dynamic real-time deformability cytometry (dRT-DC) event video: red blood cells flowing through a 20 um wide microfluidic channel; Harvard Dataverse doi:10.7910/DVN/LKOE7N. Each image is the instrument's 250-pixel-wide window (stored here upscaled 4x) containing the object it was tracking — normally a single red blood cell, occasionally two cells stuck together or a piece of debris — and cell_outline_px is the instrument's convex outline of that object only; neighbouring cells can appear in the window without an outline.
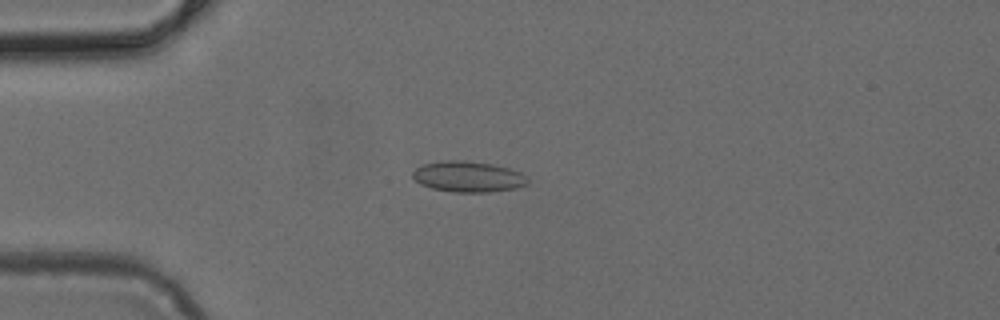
{"species": "common noctule bat (a hibernating species)", "species_latin": "Nyctalus noctula", "temperature_condition": "cold", "stored_images_in_passage": 5, "camera_frame_rate_fps": 3000, "um_per_image_px": 0.085, "animal": {"sex": "female", "body_mass_g": 24.6, "forearm_length_mm": 56.2}, "frame": {"image": 1, "passage_image": 4, "time_ms": 1.0, "image_size_px": [1000, 320], "cell_outline_px": [[528, 184], [516, 188], [488, 192], [452, 192], [432, 188], [420, 184], [412, 176], [412, 172], [416, 168], [424, 164], [444, 160], [464, 160], [492, 164], [508, 168], [520, 172], [528, 180]], "centroid_in_image_um": [39.77, 15.01], "position_along_channel_um": 45.2, "area_um2": 20.58}}